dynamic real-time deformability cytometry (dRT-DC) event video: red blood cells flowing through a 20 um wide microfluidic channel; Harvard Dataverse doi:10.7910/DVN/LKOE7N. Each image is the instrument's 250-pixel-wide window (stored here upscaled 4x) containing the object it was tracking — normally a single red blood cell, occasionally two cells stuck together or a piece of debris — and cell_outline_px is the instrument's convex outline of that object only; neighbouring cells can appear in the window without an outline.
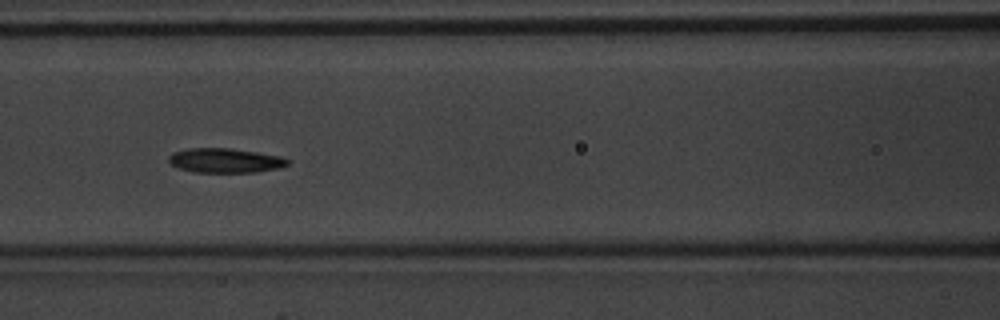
{"species": "common noctule bat (a hibernating species)", "species_latin": "Nyctalus noctula", "temperature_condition": "warm", "stored_images_in_passage": 49, "camera_frame_rate_fps": 3000, "um_per_image_px": 0.085, "animal": {"sex": "male", "body_mass_g": 20.1, "forearm_length_mm": 53.5}, "frame": {"image": 1, "passage_image": 22, "time_ms": 7.0, "image_size_px": [1000, 320], "cell_outline_px": [[288, 164], [276, 168], [256, 172], [192, 172], [176, 168], [168, 160], [168, 156], [172, 152], [188, 148], [228, 148], [256, 152], [280, 156], [288, 160]], "centroid_in_image_um": [19.05, 13.64], "position_along_channel_um": 147.5, "area_um2": 16.88}}
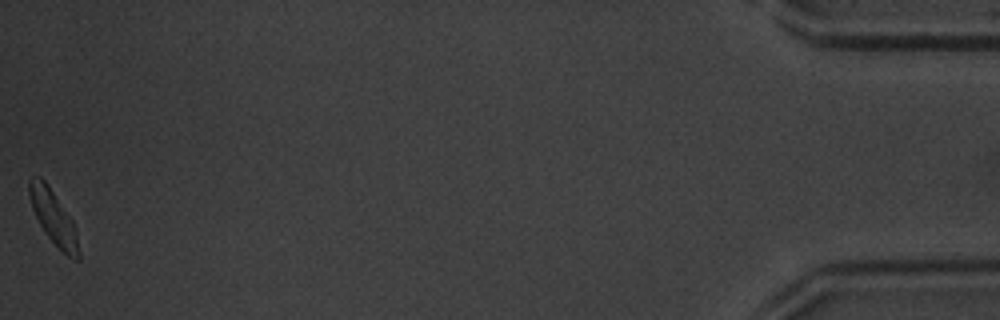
{"frame": {"image": 2, "passage_image": 49, "time_ms": 16.0, "image_size_px": [1000, 320], "cell_outline_px": [[80, 260], [76, 260], [68, 256], [44, 232], [32, 208], [28, 196], [28, 180], [32, 176], [40, 176], [48, 184], [72, 220], [76, 228], [80, 252]], "centroid_in_image_um": [4.54, 18.45], "position_along_channel_um": 430.7, "area_um2": 15.49}, "authors_computed_cell_mechanics": {"area_um2": 16.8198, "velocity_mm_per_s": 4.1723, "shape_relaxation_time_tau1_ms": 2.5427, "shape_relaxation_time_tau2_ms": 1.67, "deformation_change_tau1": 0.1265, "deformation_change_tau2": 0.0845}}